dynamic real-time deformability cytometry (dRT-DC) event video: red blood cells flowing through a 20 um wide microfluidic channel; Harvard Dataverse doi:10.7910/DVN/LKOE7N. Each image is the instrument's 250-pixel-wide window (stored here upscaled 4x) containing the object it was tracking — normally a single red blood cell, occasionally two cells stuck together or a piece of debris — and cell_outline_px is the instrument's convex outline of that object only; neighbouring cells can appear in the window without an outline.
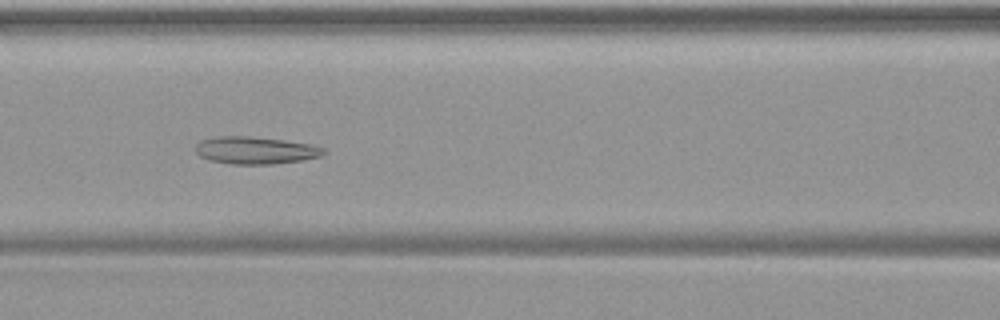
{"species": "common noctule bat (a hibernating species)", "species_latin": "Nyctalus noctula", "temperature_condition": "warm", "stored_images_in_passage": 43, "camera_frame_rate_fps": 3000, "um_per_image_px": 0.085, "animal": {"sex": "female", "body_mass_g": 19.9}, "frame": {"image": 1, "passage_image": 15, "time_ms": 4.667, "image_size_px": [1000, 320], "cell_outline_px": [[328, 152], [320, 156], [300, 160], [272, 164], [232, 164], [208, 160], [200, 156], [196, 152], [196, 144], [200, 140], [216, 136], [252, 136], [284, 140], [312, 144], [324, 148]], "centroid_in_image_um": [21.7, 12.77], "position_along_channel_um": 144.9, "area_um2": 20.52}}
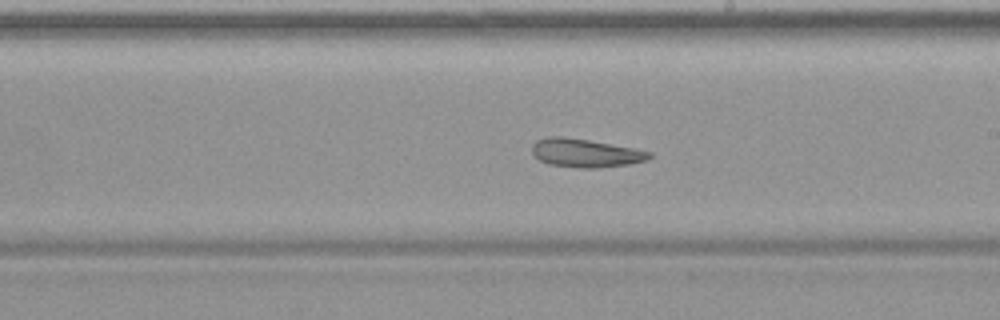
{"frame": {"image": 2, "passage_image": 22, "time_ms": 7.0, "image_size_px": [1000, 320], "cell_outline_px": [[652, 156], [648, 160], [628, 164], [596, 168], [580, 168], [548, 164], [540, 160], [532, 152], [532, 144], [536, 140], [548, 136], [564, 136], [636, 148], [652, 152]], "centroid_in_image_um": [49.77, 13.0], "position_along_channel_um": 239.2, "area_um2": 19.54}}
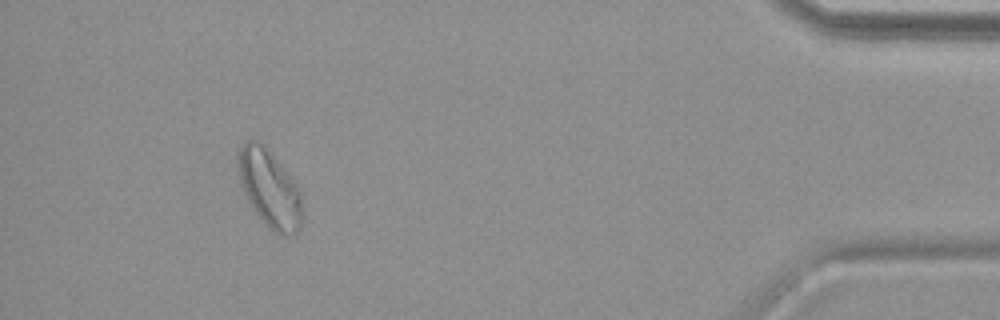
{"frame": {"image": 3, "passage_image": 39, "time_ms": 12.667, "image_size_px": [1000, 320], "cell_outline_px": [[304, 220], [300, 228], [292, 236], [280, 236], [268, 228], [256, 212], [248, 200], [240, 184], [236, 164], [236, 152], [248, 140], [256, 140], [264, 144], [296, 180], [300, 192]], "centroid_in_image_um": [22.94, 16.03], "position_along_channel_um": 412.3, "area_um2": 29.82}}